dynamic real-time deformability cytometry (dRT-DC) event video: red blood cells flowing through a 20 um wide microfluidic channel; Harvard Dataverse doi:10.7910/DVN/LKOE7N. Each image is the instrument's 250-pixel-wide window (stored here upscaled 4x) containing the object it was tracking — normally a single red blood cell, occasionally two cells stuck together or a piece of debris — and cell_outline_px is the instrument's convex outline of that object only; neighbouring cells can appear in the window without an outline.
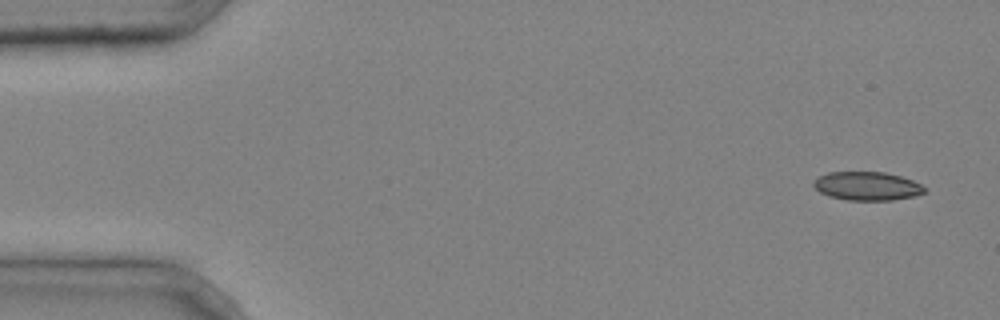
{"species": "common noctule bat (a hibernating species)", "species_latin": "Nyctalus noctula", "temperature_condition": "cold", "stored_images_in_passage": 5, "camera_frame_rate_fps": 3000, "um_per_image_px": 0.085, "animal": {"sex": "male", "body_mass_g": 20.4}, "frame": {"image": 1, "passage_image": 1, "time_ms": 0.0, "image_size_px": [1000, 320], "cell_outline_px": [[924, 192], [916, 196], [892, 200], [848, 200], [828, 196], [820, 192], [812, 184], [812, 180], [828, 172], [884, 172], [900, 176], [912, 180], [920, 184], [924, 188]], "centroid_in_image_um": [73.67, 15.81], "position_along_channel_um": 11.3, "area_um2": 18.44}}
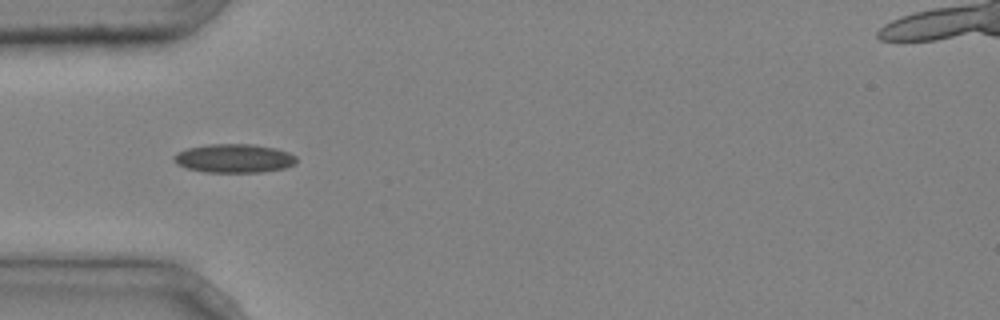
{"frame": {"image": 2, "passage_image": 4, "time_ms": 1.0, "image_size_px": [1000, 320], "cell_outline_px": [[296, 164], [284, 168], [260, 172], [204, 172], [184, 168], [176, 164], [172, 160], [172, 156], [176, 152], [188, 148], [212, 144], [252, 144], [276, 148], [288, 152], [296, 156]], "centroid_in_image_um": [19.86, 13.46], "position_along_channel_um": 65.1, "area_um2": 20.69}}